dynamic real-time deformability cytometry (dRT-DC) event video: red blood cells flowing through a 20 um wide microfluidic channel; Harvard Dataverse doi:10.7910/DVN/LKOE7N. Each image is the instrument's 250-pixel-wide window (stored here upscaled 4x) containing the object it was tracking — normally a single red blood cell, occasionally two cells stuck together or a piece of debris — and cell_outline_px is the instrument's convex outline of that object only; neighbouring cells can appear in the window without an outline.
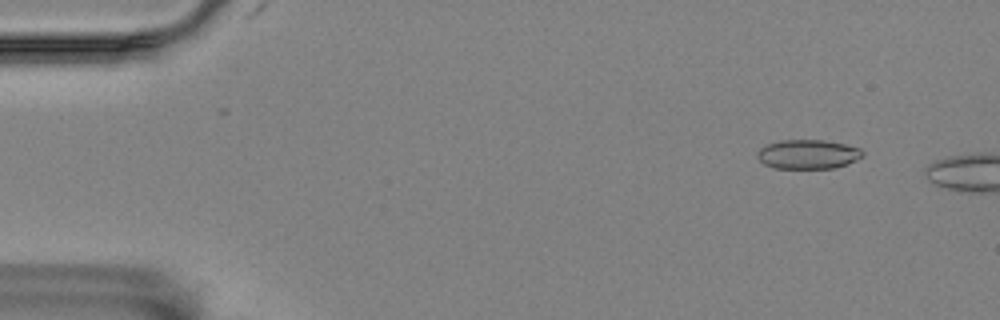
{"species": "Egyptian fruit bat (a non-hibernating species)", "species_latin": "Rousettus aegyptiacus", "temperature_condition": "room temperature", "stored_images_in_passage": 3, "camera_frame_rate_fps": 3000, "um_per_image_px": 0.085, "animal": {"sex": "female"}, "frame": {"image": 1, "passage_image": 2, "time_ms": 0.333, "image_size_px": [1000, 320], "cell_outline_px": [[864, 156], [848, 164], [836, 168], [772, 168], [764, 164], [756, 156], [756, 152], [764, 144], [780, 140], [824, 140], [844, 144], [860, 148], [864, 152]], "centroid_in_image_um": [68.66, 13.11], "position_along_channel_um": 16.3, "area_um2": 18.21}}